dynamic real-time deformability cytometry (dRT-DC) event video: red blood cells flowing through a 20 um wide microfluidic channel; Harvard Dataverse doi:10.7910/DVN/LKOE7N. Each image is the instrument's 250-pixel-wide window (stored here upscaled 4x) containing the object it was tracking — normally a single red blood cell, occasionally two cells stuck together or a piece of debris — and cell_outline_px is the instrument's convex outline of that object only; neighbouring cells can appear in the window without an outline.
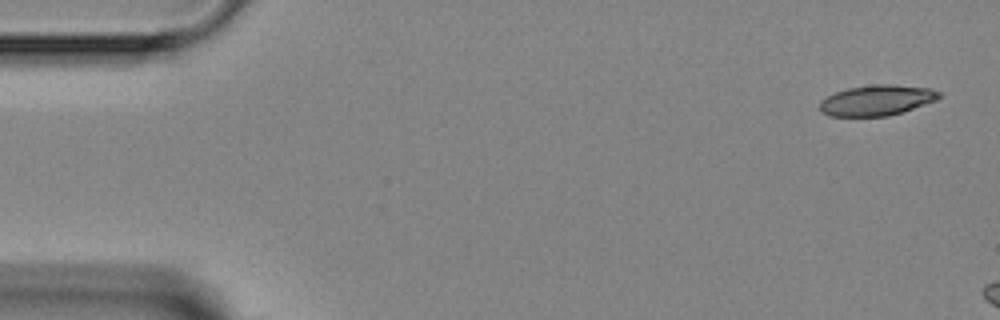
{"species": "Egyptian fruit bat (a non-hibernating species)", "species_latin": "Rousettus aegyptiacus", "temperature_condition": "room temperature", "stored_images_in_passage": 3, "camera_frame_rate_fps": 3000, "um_per_image_px": 0.085, "animal": {"sex": "female"}, "frame": {"image": 1, "passage_image": 1, "time_ms": 0.0, "image_size_px": [1000, 320], "cell_outline_px": [[944, 96], [936, 100], [888, 116], [828, 116], [820, 108], [820, 100], [836, 92], [848, 88], [876, 84], [892, 84], [932, 88], [940, 92]], "centroid_in_image_um": [74.56, 8.51], "position_along_channel_um": 10.4, "area_um2": 21.1}}